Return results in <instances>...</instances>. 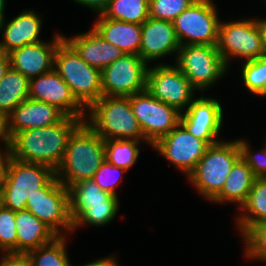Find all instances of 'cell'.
<instances>
[{"label": "cell", "mask_w": 266, "mask_h": 266, "mask_svg": "<svg viewBox=\"0 0 266 266\" xmlns=\"http://www.w3.org/2000/svg\"><path fill=\"white\" fill-rule=\"evenodd\" d=\"M246 138L238 139L240 157L252 170L256 178H266V140L260 150L253 151L252 145Z\"/></svg>", "instance_id": "37"}, {"label": "cell", "mask_w": 266, "mask_h": 266, "mask_svg": "<svg viewBox=\"0 0 266 266\" xmlns=\"http://www.w3.org/2000/svg\"><path fill=\"white\" fill-rule=\"evenodd\" d=\"M3 205V201H2V188L0 185V207Z\"/></svg>", "instance_id": "46"}, {"label": "cell", "mask_w": 266, "mask_h": 266, "mask_svg": "<svg viewBox=\"0 0 266 266\" xmlns=\"http://www.w3.org/2000/svg\"><path fill=\"white\" fill-rule=\"evenodd\" d=\"M7 0H0V24L7 18L5 14Z\"/></svg>", "instance_id": "44"}, {"label": "cell", "mask_w": 266, "mask_h": 266, "mask_svg": "<svg viewBox=\"0 0 266 266\" xmlns=\"http://www.w3.org/2000/svg\"><path fill=\"white\" fill-rule=\"evenodd\" d=\"M92 28L102 38L120 48L125 54L139 55L141 24L123 22L97 15Z\"/></svg>", "instance_id": "22"}, {"label": "cell", "mask_w": 266, "mask_h": 266, "mask_svg": "<svg viewBox=\"0 0 266 266\" xmlns=\"http://www.w3.org/2000/svg\"><path fill=\"white\" fill-rule=\"evenodd\" d=\"M214 0H196L173 21L180 45H217L220 16Z\"/></svg>", "instance_id": "9"}, {"label": "cell", "mask_w": 266, "mask_h": 266, "mask_svg": "<svg viewBox=\"0 0 266 266\" xmlns=\"http://www.w3.org/2000/svg\"><path fill=\"white\" fill-rule=\"evenodd\" d=\"M243 256L266 264V221L250 224L241 234Z\"/></svg>", "instance_id": "33"}, {"label": "cell", "mask_w": 266, "mask_h": 266, "mask_svg": "<svg viewBox=\"0 0 266 266\" xmlns=\"http://www.w3.org/2000/svg\"><path fill=\"white\" fill-rule=\"evenodd\" d=\"M78 5H82V7H87L89 10L91 9L97 15L103 14V12L107 9L111 0H71Z\"/></svg>", "instance_id": "38"}, {"label": "cell", "mask_w": 266, "mask_h": 266, "mask_svg": "<svg viewBox=\"0 0 266 266\" xmlns=\"http://www.w3.org/2000/svg\"><path fill=\"white\" fill-rule=\"evenodd\" d=\"M102 15L113 20L142 25L149 18V0H111Z\"/></svg>", "instance_id": "30"}, {"label": "cell", "mask_w": 266, "mask_h": 266, "mask_svg": "<svg viewBox=\"0 0 266 266\" xmlns=\"http://www.w3.org/2000/svg\"><path fill=\"white\" fill-rule=\"evenodd\" d=\"M10 67L9 54L0 50V81L3 79Z\"/></svg>", "instance_id": "42"}, {"label": "cell", "mask_w": 266, "mask_h": 266, "mask_svg": "<svg viewBox=\"0 0 266 266\" xmlns=\"http://www.w3.org/2000/svg\"><path fill=\"white\" fill-rule=\"evenodd\" d=\"M180 46L173 22L149 17L141 25L139 55L148 65L152 64V62H155L154 64H164L162 60L172 55L174 56L172 57L174 58L173 61H176Z\"/></svg>", "instance_id": "17"}, {"label": "cell", "mask_w": 266, "mask_h": 266, "mask_svg": "<svg viewBox=\"0 0 266 266\" xmlns=\"http://www.w3.org/2000/svg\"><path fill=\"white\" fill-rule=\"evenodd\" d=\"M29 98L54 105L66 116L86 119L87 109L54 69L30 79Z\"/></svg>", "instance_id": "16"}, {"label": "cell", "mask_w": 266, "mask_h": 266, "mask_svg": "<svg viewBox=\"0 0 266 266\" xmlns=\"http://www.w3.org/2000/svg\"><path fill=\"white\" fill-rule=\"evenodd\" d=\"M173 63L199 93L210 90L230 71L217 45H181Z\"/></svg>", "instance_id": "8"}, {"label": "cell", "mask_w": 266, "mask_h": 266, "mask_svg": "<svg viewBox=\"0 0 266 266\" xmlns=\"http://www.w3.org/2000/svg\"><path fill=\"white\" fill-rule=\"evenodd\" d=\"M119 197L111 195L105 204L90 205L74 222L72 233L82 226L104 227L116 218L120 209Z\"/></svg>", "instance_id": "31"}, {"label": "cell", "mask_w": 266, "mask_h": 266, "mask_svg": "<svg viewBox=\"0 0 266 266\" xmlns=\"http://www.w3.org/2000/svg\"><path fill=\"white\" fill-rule=\"evenodd\" d=\"M85 122L103 139H144L128 97L102 95L88 109Z\"/></svg>", "instance_id": "3"}, {"label": "cell", "mask_w": 266, "mask_h": 266, "mask_svg": "<svg viewBox=\"0 0 266 266\" xmlns=\"http://www.w3.org/2000/svg\"><path fill=\"white\" fill-rule=\"evenodd\" d=\"M128 98L144 139L151 146L180 123L181 112L153 97L147 89Z\"/></svg>", "instance_id": "12"}, {"label": "cell", "mask_w": 266, "mask_h": 266, "mask_svg": "<svg viewBox=\"0 0 266 266\" xmlns=\"http://www.w3.org/2000/svg\"><path fill=\"white\" fill-rule=\"evenodd\" d=\"M143 143L151 146L148 142H143L141 140H104L105 160L113 166L129 171L136 164L141 152L140 148H142L140 146Z\"/></svg>", "instance_id": "29"}, {"label": "cell", "mask_w": 266, "mask_h": 266, "mask_svg": "<svg viewBox=\"0 0 266 266\" xmlns=\"http://www.w3.org/2000/svg\"><path fill=\"white\" fill-rule=\"evenodd\" d=\"M30 79L11 67L0 81V115L5 118L15 107L29 99Z\"/></svg>", "instance_id": "26"}, {"label": "cell", "mask_w": 266, "mask_h": 266, "mask_svg": "<svg viewBox=\"0 0 266 266\" xmlns=\"http://www.w3.org/2000/svg\"><path fill=\"white\" fill-rule=\"evenodd\" d=\"M196 0H149V17L173 22Z\"/></svg>", "instance_id": "36"}, {"label": "cell", "mask_w": 266, "mask_h": 266, "mask_svg": "<svg viewBox=\"0 0 266 266\" xmlns=\"http://www.w3.org/2000/svg\"><path fill=\"white\" fill-rule=\"evenodd\" d=\"M51 41L27 44L12 50L9 54L10 66L31 79L54 69V56L58 45L64 40V34L55 32Z\"/></svg>", "instance_id": "18"}, {"label": "cell", "mask_w": 266, "mask_h": 266, "mask_svg": "<svg viewBox=\"0 0 266 266\" xmlns=\"http://www.w3.org/2000/svg\"><path fill=\"white\" fill-rule=\"evenodd\" d=\"M125 172L127 170L113 166L107 160H104L101 166L96 170L92 180L104 191L109 192L111 195L120 197L117 194V187L123 183Z\"/></svg>", "instance_id": "35"}, {"label": "cell", "mask_w": 266, "mask_h": 266, "mask_svg": "<svg viewBox=\"0 0 266 266\" xmlns=\"http://www.w3.org/2000/svg\"><path fill=\"white\" fill-rule=\"evenodd\" d=\"M240 63L242 87L255 97H266V56Z\"/></svg>", "instance_id": "32"}, {"label": "cell", "mask_w": 266, "mask_h": 266, "mask_svg": "<svg viewBox=\"0 0 266 266\" xmlns=\"http://www.w3.org/2000/svg\"><path fill=\"white\" fill-rule=\"evenodd\" d=\"M0 266H29V263L22 255H0Z\"/></svg>", "instance_id": "40"}, {"label": "cell", "mask_w": 266, "mask_h": 266, "mask_svg": "<svg viewBox=\"0 0 266 266\" xmlns=\"http://www.w3.org/2000/svg\"><path fill=\"white\" fill-rule=\"evenodd\" d=\"M118 256L114 253V254H111V255H107L105 257H102V258H98V259H95L91 262H86L82 265H78V266H121L118 262ZM71 266H75V264L71 265Z\"/></svg>", "instance_id": "39"}, {"label": "cell", "mask_w": 266, "mask_h": 266, "mask_svg": "<svg viewBox=\"0 0 266 266\" xmlns=\"http://www.w3.org/2000/svg\"><path fill=\"white\" fill-rule=\"evenodd\" d=\"M70 216L74 222L90 205L105 204L111 196L92 179L81 180L69 188Z\"/></svg>", "instance_id": "27"}, {"label": "cell", "mask_w": 266, "mask_h": 266, "mask_svg": "<svg viewBox=\"0 0 266 266\" xmlns=\"http://www.w3.org/2000/svg\"><path fill=\"white\" fill-rule=\"evenodd\" d=\"M149 65L147 91L156 99L184 112L196 97L197 90L174 64Z\"/></svg>", "instance_id": "11"}, {"label": "cell", "mask_w": 266, "mask_h": 266, "mask_svg": "<svg viewBox=\"0 0 266 266\" xmlns=\"http://www.w3.org/2000/svg\"><path fill=\"white\" fill-rule=\"evenodd\" d=\"M65 116L56 106L29 98L6 117L7 136L11 140L20 131L44 128L60 122Z\"/></svg>", "instance_id": "19"}, {"label": "cell", "mask_w": 266, "mask_h": 266, "mask_svg": "<svg viewBox=\"0 0 266 266\" xmlns=\"http://www.w3.org/2000/svg\"><path fill=\"white\" fill-rule=\"evenodd\" d=\"M151 147L156 153L158 152V155L166 159L167 163L174 165V168L188 177L209 145L204 140L193 136L179 123Z\"/></svg>", "instance_id": "14"}, {"label": "cell", "mask_w": 266, "mask_h": 266, "mask_svg": "<svg viewBox=\"0 0 266 266\" xmlns=\"http://www.w3.org/2000/svg\"><path fill=\"white\" fill-rule=\"evenodd\" d=\"M148 67L140 55L123 54L101 71L102 95L129 97L146 90Z\"/></svg>", "instance_id": "13"}, {"label": "cell", "mask_w": 266, "mask_h": 266, "mask_svg": "<svg viewBox=\"0 0 266 266\" xmlns=\"http://www.w3.org/2000/svg\"><path fill=\"white\" fill-rule=\"evenodd\" d=\"M68 237L57 236L52 242L24 255L29 266H71L68 256Z\"/></svg>", "instance_id": "28"}, {"label": "cell", "mask_w": 266, "mask_h": 266, "mask_svg": "<svg viewBox=\"0 0 266 266\" xmlns=\"http://www.w3.org/2000/svg\"><path fill=\"white\" fill-rule=\"evenodd\" d=\"M237 211L235 224L239 235L250 224L266 221V178L254 180L249 195Z\"/></svg>", "instance_id": "25"}, {"label": "cell", "mask_w": 266, "mask_h": 266, "mask_svg": "<svg viewBox=\"0 0 266 266\" xmlns=\"http://www.w3.org/2000/svg\"><path fill=\"white\" fill-rule=\"evenodd\" d=\"M256 177L240 157L232 166L222 190L210 201L212 204H235L239 209L252 189Z\"/></svg>", "instance_id": "24"}, {"label": "cell", "mask_w": 266, "mask_h": 266, "mask_svg": "<svg viewBox=\"0 0 266 266\" xmlns=\"http://www.w3.org/2000/svg\"><path fill=\"white\" fill-rule=\"evenodd\" d=\"M26 210L34 214L57 236H69L72 233L69 190L56 176L44 188L28 197Z\"/></svg>", "instance_id": "10"}, {"label": "cell", "mask_w": 266, "mask_h": 266, "mask_svg": "<svg viewBox=\"0 0 266 266\" xmlns=\"http://www.w3.org/2000/svg\"><path fill=\"white\" fill-rule=\"evenodd\" d=\"M3 143V144H2ZM10 146V140L6 132V118L0 115V146Z\"/></svg>", "instance_id": "43"}, {"label": "cell", "mask_w": 266, "mask_h": 266, "mask_svg": "<svg viewBox=\"0 0 266 266\" xmlns=\"http://www.w3.org/2000/svg\"><path fill=\"white\" fill-rule=\"evenodd\" d=\"M204 94L195 97L188 108L181 113L180 123L193 136L211 145L222 140L220 136L225 122L223 109L225 107L221 105L219 98Z\"/></svg>", "instance_id": "15"}, {"label": "cell", "mask_w": 266, "mask_h": 266, "mask_svg": "<svg viewBox=\"0 0 266 266\" xmlns=\"http://www.w3.org/2000/svg\"><path fill=\"white\" fill-rule=\"evenodd\" d=\"M240 158L238 138L209 145L195 169L186 178L199 196L209 202L222 190L232 166Z\"/></svg>", "instance_id": "4"}, {"label": "cell", "mask_w": 266, "mask_h": 266, "mask_svg": "<svg viewBox=\"0 0 266 266\" xmlns=\"http://www.w3.org/2000/svg\"><path fill=\"white\" fill-rule=\"evenodd\" d=\"M43 17L36 9L26 8L11 20L6 18L0 24V50L10 53L27 44L43 41L40 36L45 20Z\"/></svg>", "instance_id": "20"}, {"label": "cell", "mask_w": 266, "mask_h": 266, "mask_svg": "<svg viewBox=\"0 0 266 266\" xmlns=\"http://www.w3.org/2000/svg\"><path fill=\"white\" fill-rule=\"evenodd\" d=\"M0 254L17 255L15 211L0 207Z\"/></svg>", "instance_id": "34"}, {"label": "cell", "mask_w": 266, "mask_h": 266, "mask_svg": "<svg viewBox=\"0 0 266 266\" xmlns=\"http://www.w3.org/2000/svg\"><path fill=\"white\" fill-rule=\"evenodd\" d=\"M217 49L230 70L234 58L244 62L265 56L264 38L259 18L221 20Z\"/></svg>", "instance_id": "6"}, {"label": "cell", "mask_w": 266, "mask_h": 266, "mask_svg": "<svg viewBox=\"0 0 266 266\" xmlns=\"http://www.w3.org/2000/svg\"><path fill=\"white\" fill-rule=\"evenodd\" d=\"M55 176L56 172L49 166L11 156L1 184L3 206L13 211L26 210L28 197L44 188Z\"/></svg>", "instance_id": "7"}, {"label": "cell", "mask_w": 266, "mask_h": 266, "mask_svg": "<svg viewBox=\"0 0 266 266\" xmlns=\"http://www.w3.org/2000/svg\"><path fill=\"white\" fill-rule=\"evenodd\" d=\"M104 160V140L83 121L68 140L56 177L68 189L81 180L92 179Z\"/></svg>", "instance_id": "2"}, {"label": "cell", "mask_w": 266, "mask_h": 266, "mask_svg": "<svg viewBox=\"0 0 266 266\" xmlns=\"http://www.w3.org/2000/svg\"><path fill=\"white\" fill-rule=\"evenodd\" d=\"M259 22H260L261 29H262V32H263L265 56H266V17L265 18L264 17H262V18L259 17Z\"/></svg>", "instance_id": "45"}, {"label": "cell", "mask_w": 266, "mask_h": 266, "mask_svg": "<svg viewBox=\"0 0 266 266\" xmlns=\"http://www.w3.org/2000/svg\"><path fill=\"white\" fill-rule=\"evenodd\" d=\"M64 39L86 63L101 71L125 54L120 48L105 41L92 27L85 33L64 35Z\"/></svg>", "instance_id": "21"}, {"label": "cell", "mask_w": 266, "mask_h": 266, "mask_svg": "<svg viewBox=\"0 0 266 266\" xmlns=\"http://www.w3.org/2000/svg\"><path fill=\"white\" fill-rule=\"evenodd\" d=\"M83 121L65 116L56 124L20 131L10 140L11 156L56 171L63 161L70 136Z\"/></svg>", "instance_id": "1"}, {"label": "cell", "mask_w": 266, "mask_h": 266, "mask_svg": "<svg viewBox=\"0 0 266 266\" xmlns=\"http://www.w3.org/2000/svg\"><path fill=\"white\" fill-rule=\"evenodd\" d=\"M10 158L11 146H0V185L6 176L7 165Z\"/></svg>", "instance_id": "41"}, {"label": "cell", "mask_w": 266, "mask_h": 266, "mask_svg": "<svg viewBox=\"0 0 266 266\" xmlns=\"http://www.w3.org/2000/svg\"><path fill=\"white\" fill-rule=\"evenodd\" d=\"M54 70L86 109L102 96L101 70L86 63L65 39L55 52Z\"/></svg>", "instance_id": "5"}, {"label": "cell", "mask_w": 266, "mask_h": 266, "mask_svg": "<svg viewBox=\"0 0 266 266\" xmlns=\"http://www.w3.org/2000/svg\"><path fill=\"white\" fill-rule=\"evenodd\" d=\"M17 233V255L28 252L52 242L57 235L28 210L15 211Z\"/></svg>", "instance_id": "23"}]
</instances>
